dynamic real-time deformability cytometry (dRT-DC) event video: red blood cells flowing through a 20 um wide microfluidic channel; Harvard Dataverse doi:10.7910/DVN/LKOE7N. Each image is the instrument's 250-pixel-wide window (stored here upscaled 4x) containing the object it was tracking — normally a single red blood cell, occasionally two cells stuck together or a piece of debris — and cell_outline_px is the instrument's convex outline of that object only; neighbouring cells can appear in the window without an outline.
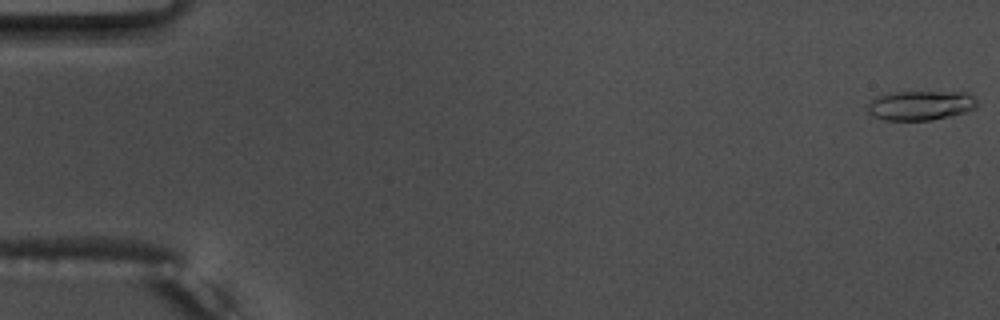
{"species": "common noctule bat (a hibernating species)", "species_latin": "Nyctalus noctula", "temperature_condition": "warm", "stored_images_in_passage": 55, "camera_frame_rate_fps": 3000, "um_per_image_px": 0.085, "animal": {"sex": "male", "body_mass_g": 17.5, "forearm_length_mm": 52.3}, "frame": {"image": 1, "passage_image": 1, "time_ms": 0.0, "image_size_px": [1000, 320], "cell_outline_px": [[976, 108], [964, 112], [932, 120], [884, 120], [868, 112], [868, 104], [876, 96], [888, 92], [968, 92], [976, 96]], "centroid_in_image_um": [78.26, 8.94], "position_along_channel_um": 6.7, "area_um2": 18.84}}
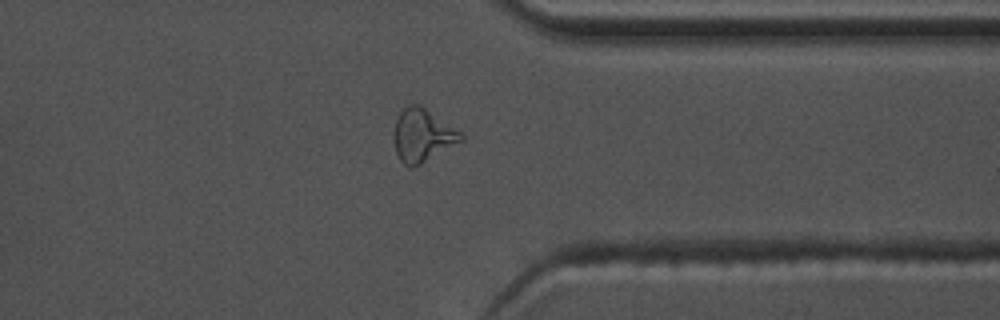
{"frame": {"image": 2, "passage_image": 43, "time_ms": 14.0, "image_size_px": [1000, 320], "cell_outline_px": [[464, 140], [420, 164], [412, 168], [408, 168], [400, 160], [396, 152], [396, 120], [400, 112], [408, 104], [420, 104], [460, 132], [464, 136]], "centroid_in_image_um": [35.93, 11.51], "position_along_channel_um": 375.5, "area_um2": 20.17}}
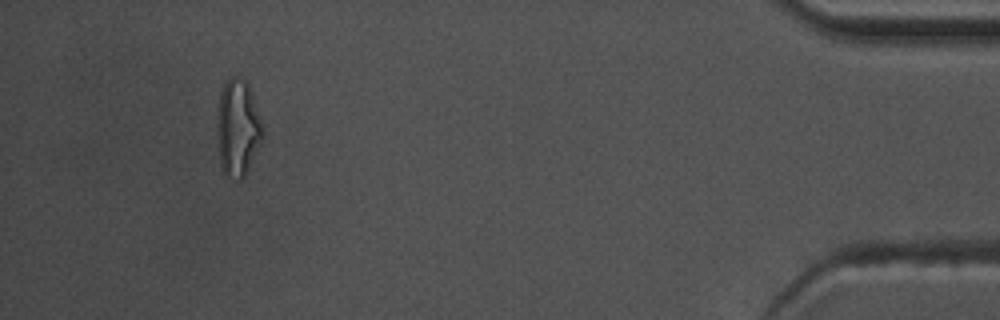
{"frame": {"image": 3, "passage_image": 51, "time_ms": 16.667, "image_size_px": [1000, 320], "cell_outline_px": [[264, 136], [244, 176], [240, 180], [236, 180], [224, 176], [220, 164], [216, 124], [220, 96], [224, 80], [232, 76], [236, 76], [248, 80]], "centroid_in_image_um": [20.18, 10.86], "position_along_channel_um": 415.0, "area_um2": 25.72}, "authors_computed_cell_mechanics": {"area_um2": 17.7446, "velocity_mm_per_s": 3.8061, "shape_relaxation_time_tau1_ms": 5.4904, "shape_relaxation_time_tau2_ms": 2.027, "deformation_change_tau1": 0.2256, "deformation_change_tau2": 0.1181}}